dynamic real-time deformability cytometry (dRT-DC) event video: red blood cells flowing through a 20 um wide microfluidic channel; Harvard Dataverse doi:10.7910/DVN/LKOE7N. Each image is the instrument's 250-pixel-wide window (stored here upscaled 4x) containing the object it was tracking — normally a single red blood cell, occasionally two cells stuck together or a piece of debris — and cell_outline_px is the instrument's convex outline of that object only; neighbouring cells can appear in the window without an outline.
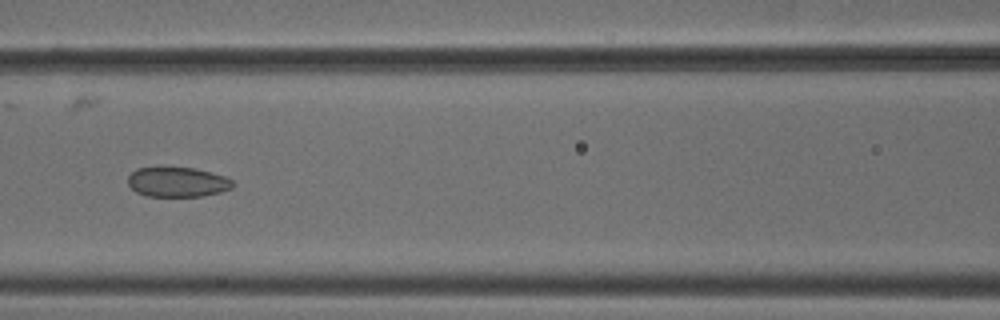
{"species": "common noctule bat (a hibernating species)", "species_latin": "Nyctalus noctula", "temperature_condition": "cold", "stored_images_in_passage": 7, "camera_frame_rate_fps": 3000, "um_per_image_px": 0.085, "animal": {"sex": "male", "body_mass_g": 18.8}, "frame": {"image": 1, "passage_image": 6, "time_ms": 1.667, "image_size_px": [1000, 320], "cell_outline_px": [[236, 184], [232, 188], [220, 192], [200, 196], [148, 196], [136, 192], [128, 184], [128, 176], [136, 168], [196, 168], [212, 172], [224, 176], [232, 180]], "centroid_in_image_um": [15.11, 15.47], "position_along_channel_um": 151.5, "area_um2": 18.15}}